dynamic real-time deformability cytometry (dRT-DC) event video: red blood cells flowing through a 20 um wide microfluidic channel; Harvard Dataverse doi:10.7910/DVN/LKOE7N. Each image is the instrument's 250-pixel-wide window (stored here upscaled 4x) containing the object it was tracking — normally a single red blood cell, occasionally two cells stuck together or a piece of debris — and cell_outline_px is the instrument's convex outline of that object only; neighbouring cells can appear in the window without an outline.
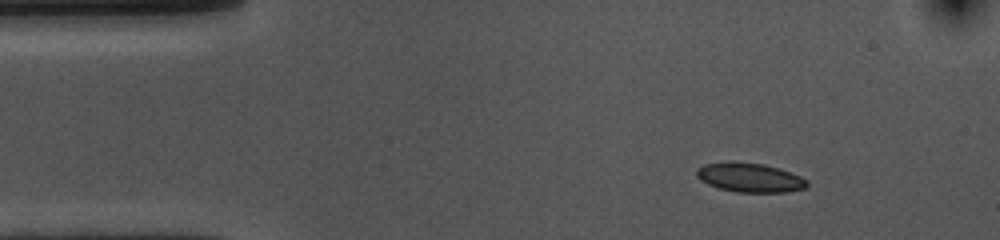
{"species": "common noctule bat (a hibernating species)", "species_latin": "Nyctalus noctula", "temperature_condition": "cold", "stored_images_in_passage": 49, "camera_frame_rate_fps": 3000, "um_per_image_px": 0.085, "animal": {"sex": "female", "body_mass_g": 10.0, "forearm_length_mm": 53.1}, "frame": {"image": 1, "passage_image": 1, "time_ms": 0.0, "image_size_px": [1000, 240], "cell_outline_px": [[808, 184], [804, 188], [784, 192], [736, 192], [720, 188], [708, 184], [700, 180], [696, 176], [696, 168], [704, 164], [728, 160], [764, 164], [780, 168], [800, 176], [808, 180]], "centroid_in_image_um": [63.69, 15.07], "position_along_channel_um": 21.3, "area_um2": 19.02}}
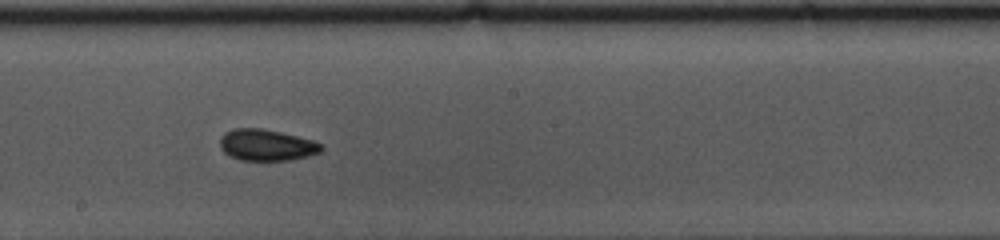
{"frame": {"image": 2, "passage_image": 23, "time_ms": 7.333, "image_size_px": [1000, 240], "cell_outline_px": [[324, 148], [320, 152], [308, 156], [288, 160], [240, 160], [228, 156], [220, 148], [220, 136], [224, 132], [232, 128], [260, 128], [280, 132], [312, 140], [324, 144]], "centroid_in_image_um": [22.63, 12.32], "position_along_channel_um": 225.6, "area_um2": 18.67}}
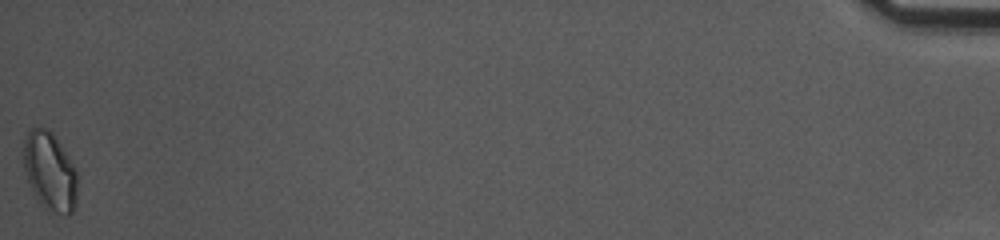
{"frame": {"image": 3, "passage_image": 49, "time_ms": 16.0, "image_size_px": [1000, 240], "cell_outline_px": [[76, 204], [72, 212], [68, 216], [64, 216], [48, 212], [40, 204], [28, 180], [24, 168], [24, 140], [28, 132], [32, 128], [48, 128], [52, 132], [76, 168]], "centroid_in_image_um": [4.25, 14.61], "position_along_channel_um": 430.9, "area_um2": 24.62}, "authors_computed_cell_mechanics": {"area_um2": 18.3804, "velocity_mm_per_s": 3.5904, "shape_relaxation_time_tau1_ms": 5.5486, "shape_relaxation_time_tau2_ms": 2.515, "deformation_change_tau1": 0.0896, "deformation_change_tau2": 0.0674}}